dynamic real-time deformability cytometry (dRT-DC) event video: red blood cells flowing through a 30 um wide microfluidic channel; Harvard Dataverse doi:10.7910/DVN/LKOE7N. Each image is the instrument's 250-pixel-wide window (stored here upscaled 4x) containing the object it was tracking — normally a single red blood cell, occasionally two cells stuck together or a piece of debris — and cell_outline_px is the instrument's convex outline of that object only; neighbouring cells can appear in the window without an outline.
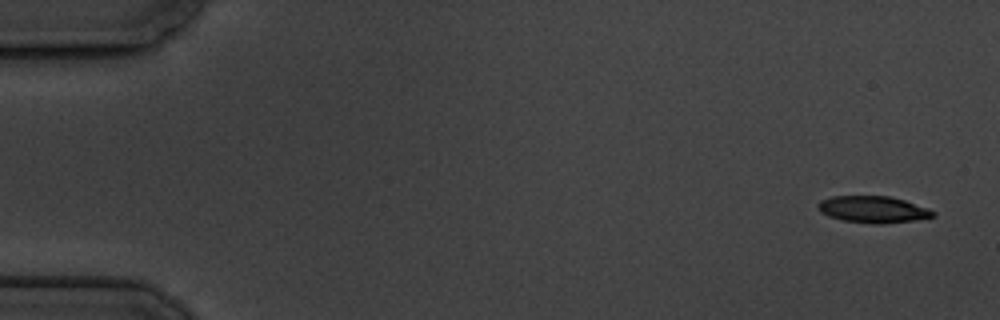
{"species": "common noctule bat (a hibernating species)", "species_latin": "Nyctalus noctula", "temperature_condition": "cold", "stored_images_in_passage": 11, "camera_frame_rate_fps": 3000, "um_per_image_px": 0.085, "animal": {"sex": "male", "body_mass_g": 19.5, "forearm_length_mm": 54.6}, "frame": {"image": 1, "passage_image": 1, "time_ms": 0.0, "image_size_px": [1000, 320], "cell_outline_px": [[936, 216], [912, 220], [884, 224], [872, 224], [844, 220], [828, 216], [820, 212], [816, 204], [820, 200], [832, 196], [888, 196], [904, 200], [928, 208], [936, 212]], "centroid_in_image_um": [74.19, 17.8], "position_along_channel_um": 10.8, "area_um2": 17.92}}
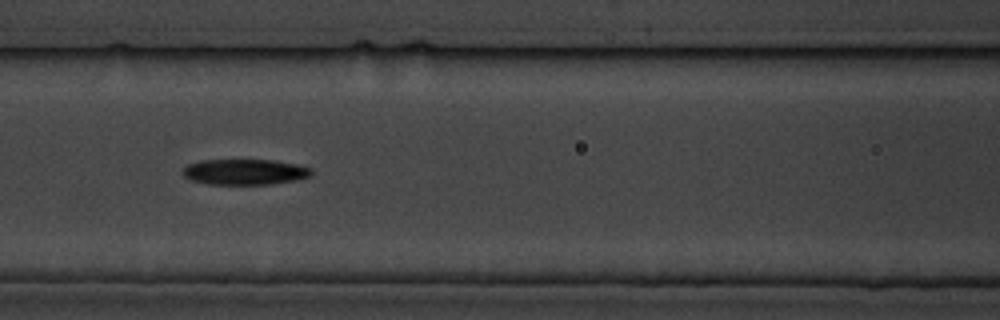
{"frame": {"image": 2, "passage_image": 7, "time_ms": 7.667, "image_size_px": [1000, 320], "cell_outline_px": [[312, 172], [308, 176], [296, 180], [268, 184], [208, 184], [192, 180], [184, 176], [184, 168], [188, 164], [200, 160], [276, 160], [296, 164], [312, 168]], "centroid_in_image_um": [20.81, 14.6], "position_along_channel_um": 145.8, "area_um2": 19.07}}
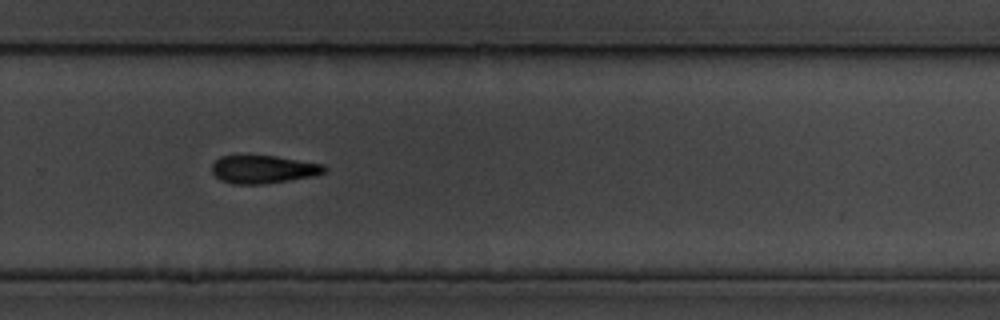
{"frame": {"image": 3, "passage_image": 11, "time_ms": 12.333, "image_size_px": [1000, 320], "cell_outline_px": [[328, 168], [324, 172], [312, 176], [264, 184], [232, 184], [220, 180], [212, 172], [212, 164], [220, 156], [276, 156], [324, 164]], "centroid_in_image_um": [22.37, 14.39], "position_along_channel_um": 307.4, "area_um2": 18.26}}